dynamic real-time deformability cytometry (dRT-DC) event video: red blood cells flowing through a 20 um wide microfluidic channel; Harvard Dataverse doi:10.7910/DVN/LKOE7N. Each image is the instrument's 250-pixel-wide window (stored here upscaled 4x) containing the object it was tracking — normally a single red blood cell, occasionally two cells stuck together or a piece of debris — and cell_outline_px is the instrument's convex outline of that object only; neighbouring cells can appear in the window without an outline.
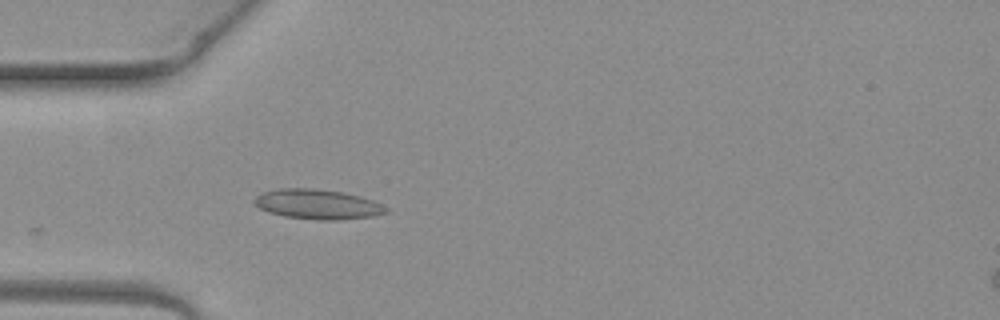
{"species": "common noctule bat (a hibernating species)", "species_latin": "Nyctalus noctula", "temperature_condition": "warm", "stored_images_in_passage": 4, "camera_frame_rate_fps": 3000, "um_per_image_px": 0.085, "animal": {"sex": "female", "body_mass_g": 19.3, "forearm_length_mm": 54.1}, "frame": {"image": 1, "passage_image": 4, "time_ms": 1.0, "image_size_px": [1000, 320], "cell_outline_px": [[388, 212], [372, 216], [336, 220], [316, 220], [284, 216], [268, 212], [260, 208], [252, 200], [256, 196], [264, 192], [280, 188], [316, 188], [344, 192], [360, 196], [372, 200], [388, 208]], "centroid_in_image_um": [26.99, 17.35], "position_along_channel_um": 58.0, "area_um2": 22.89}}